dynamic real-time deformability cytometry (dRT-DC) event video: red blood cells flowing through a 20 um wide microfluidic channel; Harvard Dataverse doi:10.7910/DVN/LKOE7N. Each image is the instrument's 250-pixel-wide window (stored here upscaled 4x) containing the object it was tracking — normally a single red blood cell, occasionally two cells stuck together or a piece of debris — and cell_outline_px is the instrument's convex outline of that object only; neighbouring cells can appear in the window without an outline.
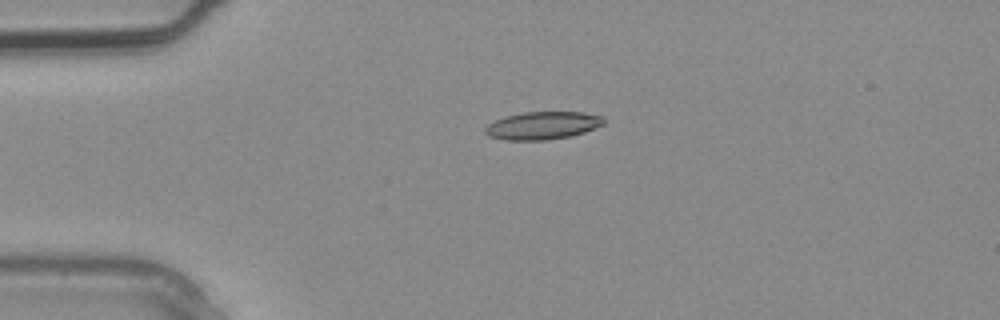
{"species": "common noctule bat (a hibernating species)", "species_latin": "Nyctalus noctula", "temperature_condition": "warm", "stored_images_in_passage": 3, "camera_frame_rate_fps": 3000, "um_per_image_px": 0.085, "animal": {"sex": "male", "body_mass_g": 20.4}, "frame": {"image": 1, "passage_image": 2, "time_ms": 0.333, "image_size_px": [1000, 320], "cell_outline_px": [[604, 124], [584, 132], [572, 136], [544, 140], [504, 140], [488, 136], [484, 132], [484, 128], [488, 124], [496, 120], [508, 116], [524, 112], [580, 112], [604, 116]], "centroid_in_image_um": [46.12, 10.67], "position_along_channel_um": 38.9, "area_um2": 19.13}}
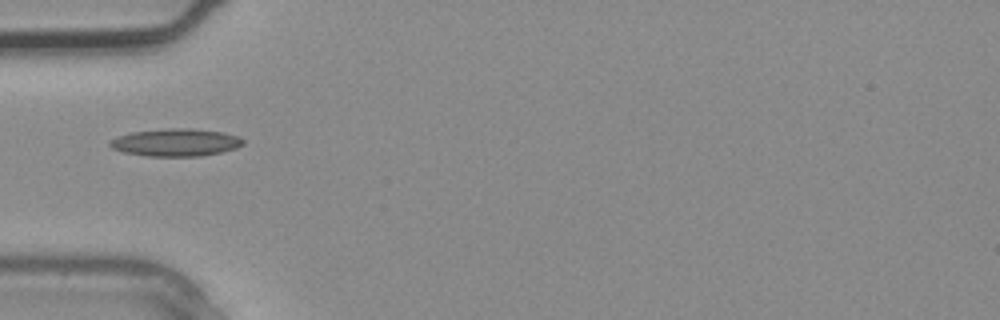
{"frame": {"image": 2, "passage_image": 3, "time_ms": 0.667, "image_size_px": [1000, 320], "cell_outline_px": [[244, 144], [236, 148], [220, 152], [200, 156], [148, 156], [124, 152], [112, 148], [108, 144], [116, 136], [132, 132], [168, 128], [188, 128], [220, 132], [236, 136], [244, 140]], "centroid_in_image_um": [14.92, 12.11], "position_along_channel_um": 70.1, "area_um2": 21.15}}